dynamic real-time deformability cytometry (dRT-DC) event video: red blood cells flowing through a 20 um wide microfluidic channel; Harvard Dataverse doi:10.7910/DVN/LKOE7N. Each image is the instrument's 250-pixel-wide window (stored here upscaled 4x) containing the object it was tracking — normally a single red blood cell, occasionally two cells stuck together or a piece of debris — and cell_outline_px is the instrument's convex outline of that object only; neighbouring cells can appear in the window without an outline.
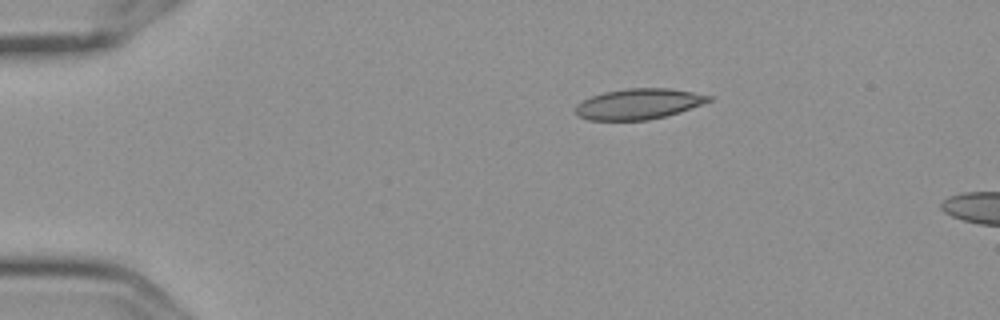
{"species": "Egyptian fruit bat (a non-hibernating species)", "species_latin": "Rousettus aegyptiacus", "temperature_condition": "cold", "stored_images_in_passage": 3, "camera_frame_rate_fps": 3000, "um_per_image_px": 0.085, "frame": {"image": 1, "passage_image": 1, "time_ms": 0.0, "image_size_px": [1000, 320], "cell_outline_px": [[712, 100], [680, 112], [648, 120], [588, 120], [576, 116], [576, 104], [592, 96], [604, 92], [624, 88], [668, 88], [692, 92], [712, 96]], "centroid_in_image_um": [54.26, 8.83], "position_along_channel_um": 30.7, "area_um2": 23.7}}